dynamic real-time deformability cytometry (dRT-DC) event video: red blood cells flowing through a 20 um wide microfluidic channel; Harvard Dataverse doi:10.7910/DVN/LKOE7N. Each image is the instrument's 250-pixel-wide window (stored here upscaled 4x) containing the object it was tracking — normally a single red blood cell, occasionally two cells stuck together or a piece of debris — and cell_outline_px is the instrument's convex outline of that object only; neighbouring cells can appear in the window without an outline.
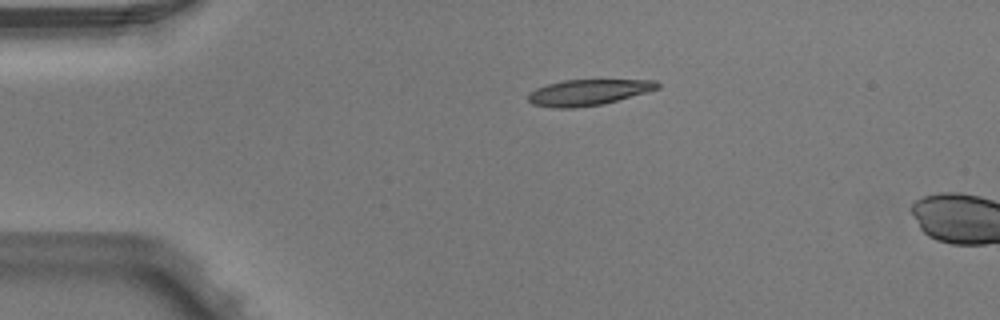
{"species": "Egyptian fruit bat (a non-hibernating species)", "species_latin": "Rousettus aegyptiacus", "temperature_condition": "warm", "stored_images_in_passage": 2, "camera_frame_rate_fps": 3000, "um_per_image_px": 0.085, "animal": {"sex": "male"}, "frame": {"image": 1, "passage_image": 1, "time_ms": 0.0, "image_size_px": [1000, 320], "cell_outline_px": [[660, 88], [648, 92], [604, 104], [576, 108], [556, 108], [532, 104], [528, 100], [528, 92], [536, 88], [548, 84], [564, 80], [656, 80], [660, 84]], "centroid_in_image_um": [50.01, 7.85], "position_along_channel_um": 35.0, "area_um2": 19.65}}